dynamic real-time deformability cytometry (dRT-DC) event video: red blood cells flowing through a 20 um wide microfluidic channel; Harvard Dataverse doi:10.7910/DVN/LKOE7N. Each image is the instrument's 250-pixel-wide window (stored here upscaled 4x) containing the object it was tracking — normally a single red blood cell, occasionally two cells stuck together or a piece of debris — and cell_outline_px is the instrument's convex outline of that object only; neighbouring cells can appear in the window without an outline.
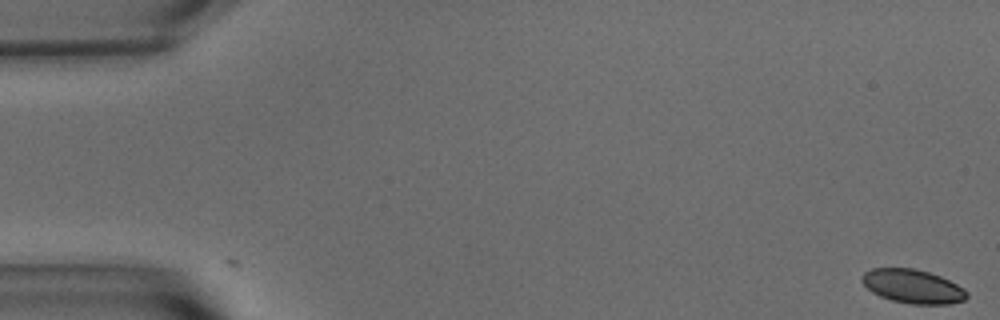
{"species": "common noctule bat (a hibernating species)", "species_latin": "Nyctalus noctula", "temperature_condition": "warm", "stored_images_in_passage": 56, "camera_frame_rate_fps": 3000, "um_per_image_px": 0.085, "animal": {"sex": "male", "body_mass_g": 15.6}, "frame": {"image": 1, "passage_image": 1, "time_ms": 0.0, "image_size_px": [1000, 320], "cell_outline_px": [[968, 296], [964, 300], [948, 304], [912, 304], [892, 300], [880, 296], [872, 292], [860, 280], [860, 276], [864, 272], [872, 268], [912, 268], [928, 272], [940, 276], [964, 288], [968, 292]], "centroid_in_image_um": [77.57, 24.34], "position_along_channel_um": 7.4, "area_um2": 20.63}}
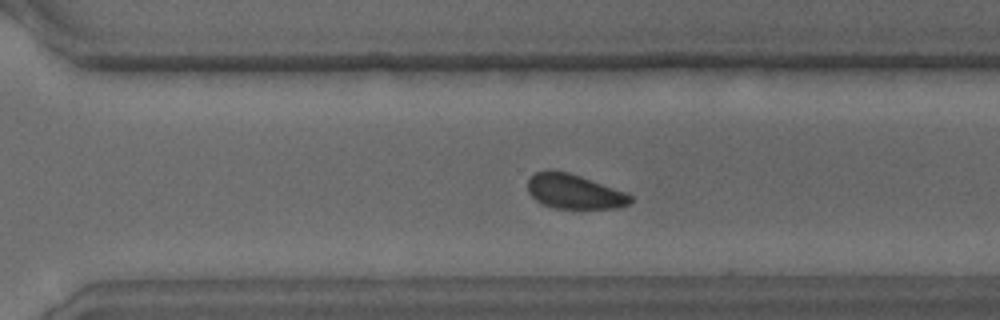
{"frame": {"image": 2, "passage_image": 39, "time_ms": 12.667, "image_size_px": [1000, 320], "cell_outline_px": [[632, 200], [628, 204], [620, 208], [556, 208], [544, 204], [536, 200], [528, 192], [528, 180], [536, 172], [548, 168], [568, 172], [580, 176], [624, 192], [632, 196]], "centroid_in_image_um": [48.78, 16.27], "position_along_channel_um": 321.8, "area_um2": 20.52}}
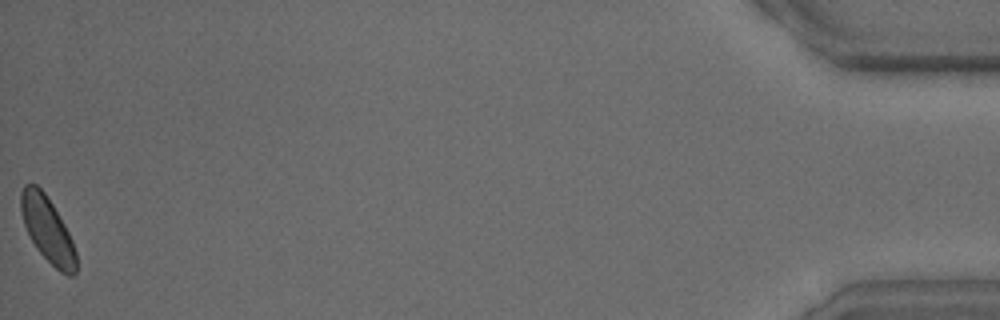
{"frame": {"image": 3, "passage_image": 56, "time_ms": 18.333, "image_size_px": [1000, 320], "cell_outline_px": [[76, 272], [72, 276], [68, 276], [60, 272], [36, 248], [24, 224], [20, 208], [20, 192], [24, 184], [36, 184], [44, 192], [52, 204], [64, 224], [72, 240], [76, 252]], "centroid_in_image_um": [4.03, 19.5], "position_along_channel_um": 431.2, "area_um2": 20.75}, "authors_computed_cell_mechanics": {"area_um2": 21.5883, "velocity_mm_per_s": 3.644, "shape_relaxation_time_tau1_ms": 1.7656, "shape_relaxation_time_tau2_ms": null, "deformation_change_tau1": 0.0469, "deformation_change_tau2": null}}